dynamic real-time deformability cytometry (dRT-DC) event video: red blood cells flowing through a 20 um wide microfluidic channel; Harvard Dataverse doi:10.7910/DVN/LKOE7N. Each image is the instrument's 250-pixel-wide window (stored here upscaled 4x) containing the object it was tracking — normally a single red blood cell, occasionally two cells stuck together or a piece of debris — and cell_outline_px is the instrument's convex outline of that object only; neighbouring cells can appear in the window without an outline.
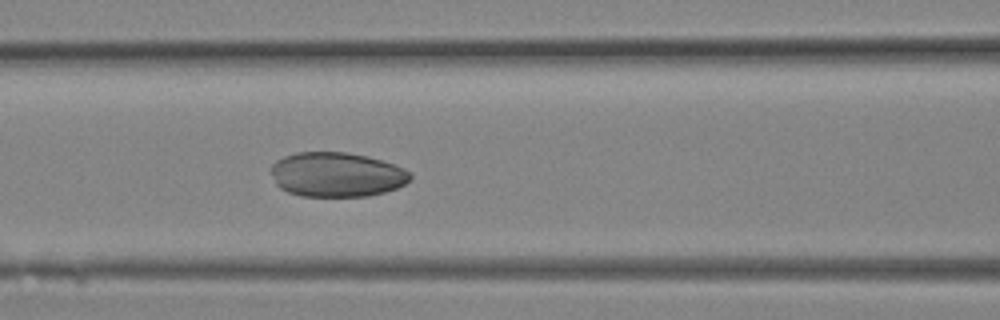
{"species": "Egyptian fruit bat (a non-hibernating species)", "species_latin": "Rousettus aegyptiacus", "temperature_condition": "room temperature", "stored_images_in_passage": 11, "camera_frame_rate_fps": 3000, "um_per_image_px": 0.085, "animal": {"sex": "female"}, "frame": {"image": 1, "passage_image": 11, "time_ms": 3.333, "image_size_px": [1000, 320], "cell_outline_px": [[412, 176], [404, 184], [396, 188], [384, 192], [368, 196], [300, 196], [288, 192], [280, 188], [276, 184], [268, 172], [272, 164], [276, 160], [284, 156], [296, 152], [344, 152], [364, 156], [380, 160], [404, 168], [412, 172]], "centroid_in_image_um": [28.56, 14.84], "position_along_channel_um": 138.0, "area_um2": 36.3}}